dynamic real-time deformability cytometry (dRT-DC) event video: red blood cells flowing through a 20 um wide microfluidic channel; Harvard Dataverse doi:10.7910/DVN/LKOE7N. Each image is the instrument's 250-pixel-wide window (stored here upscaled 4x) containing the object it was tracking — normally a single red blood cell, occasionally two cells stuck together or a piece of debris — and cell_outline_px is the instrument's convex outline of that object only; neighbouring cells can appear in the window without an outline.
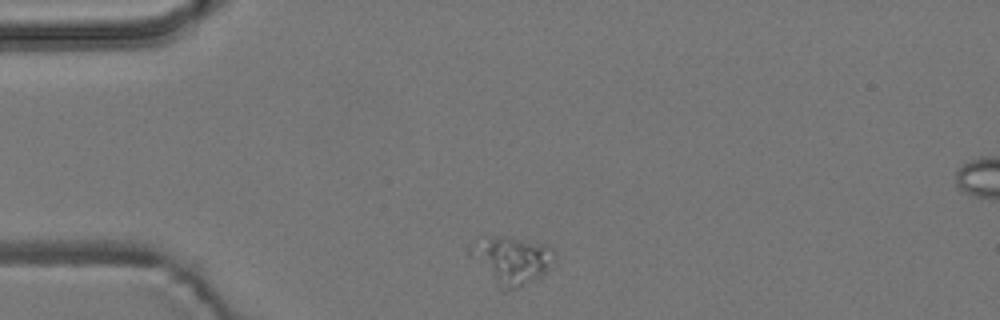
{"species": "common noctule bat (a hibernating species)", "species_latin": "Nyctalus noctula", "temperature_condition": "room temperature", "stored_images_in_passage": 2, "camera_frame_rate_fps": 3000, "um_per_image_px": 0.085, "animal": {"sex": "male", "body_mass_g": 19.2, "forearm_length_mm": 51.8}, "frame": {"image": 1, "passage_image": 1, "time_ms": 0.0, "image_size_px": [1000, 320], "cell_outline_px": [[556, 252], [548, 268], [540, 276], [516, 288], [504, 292], [500, 292], [480, 252], [480, 248], [488, 240], [496, 236], [512, 236], [544, 244]], "centroid_in_image_um": [43.81, 22.16], "position_along_channel_um": 41.2, "area_um2": 20.4}}